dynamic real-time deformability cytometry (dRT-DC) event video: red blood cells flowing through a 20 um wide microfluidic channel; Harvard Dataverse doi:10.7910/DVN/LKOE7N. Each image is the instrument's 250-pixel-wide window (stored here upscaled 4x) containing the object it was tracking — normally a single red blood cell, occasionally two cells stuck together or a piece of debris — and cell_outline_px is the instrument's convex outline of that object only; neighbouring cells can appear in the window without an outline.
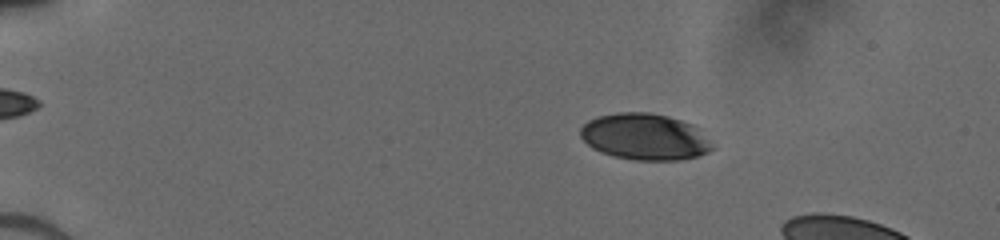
{"species": "human", "species_latin": "Homo sapiens", "temperature_condition": "cold", "stored_images_in_passage": 47, "camera_frame_rate_fps": 3000, "um_per_image_px": 0.085, "donor": {"sex": "male"}, "frame": {"image": 1, "passage_image": 8, "time_ms": 2.333, "image_size_px": [1000, 240], "cell_outline_px": [[716, 148], [708, 152], [696, 156], [680, 160], [636, 160], [616, 156], [600, 152], [592, 148], [580, 136], [580, 128], [588, 120], [596, 116], [616, 112], [648, 112], [668, 116], [692, 124]], "centroid_in_image_um": [54.78, 11.62], "position_along_channel_um": 30.2, "area_um2": 35.55}}
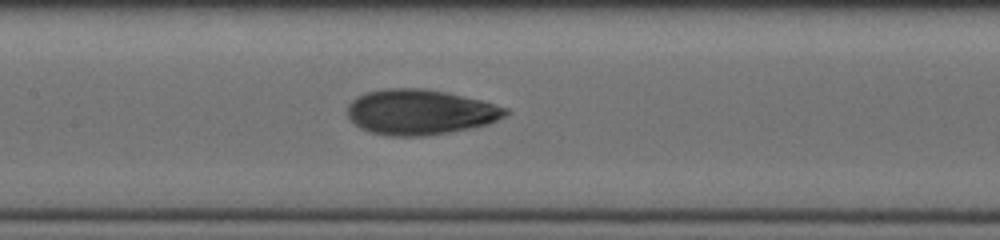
{"frame": {"image": 2, "passage_image": 25, "time_ms": 8.0, "image_size_px": [1000, 240], "cell_outline_px": [[508, 112], [504, 116], [488, 124], [472, 128], [424, 136], [392, 136], [372, 132], [360, 128], [348, 116], [348, 104], [356, 96], [368, 92], [384, 88], [424, 88], [444, 92], [480, 100], [508, 108]], "centroid_in_image_um": [35.69, 9.52], "position_along_channel_um": 171.7, "area_um2": 41.38}}
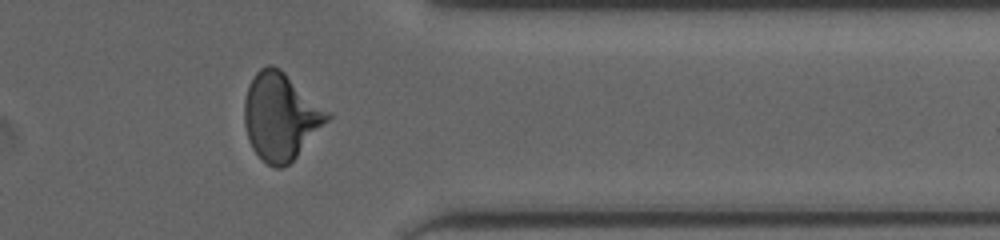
{"frame": {"image": 3, "passage_image": 41, "time_ms": 13.333, "image_size_px": [1000, 240], "cell_outline_px": [[332, 116], [296, 156], [288, 164], [280, 168], [276, 168], [268, 164], [252, 148], [248, 140], [244, 124], [244, 100], [248, 88], [256, 72], [260, 68], [268, 64], [272, 64], [280, 68], [332, 112]], "centroid_in_image_um": [23.87, 9.86], "position_along_channel_um": 387.5, "area_um2": 42.02}}